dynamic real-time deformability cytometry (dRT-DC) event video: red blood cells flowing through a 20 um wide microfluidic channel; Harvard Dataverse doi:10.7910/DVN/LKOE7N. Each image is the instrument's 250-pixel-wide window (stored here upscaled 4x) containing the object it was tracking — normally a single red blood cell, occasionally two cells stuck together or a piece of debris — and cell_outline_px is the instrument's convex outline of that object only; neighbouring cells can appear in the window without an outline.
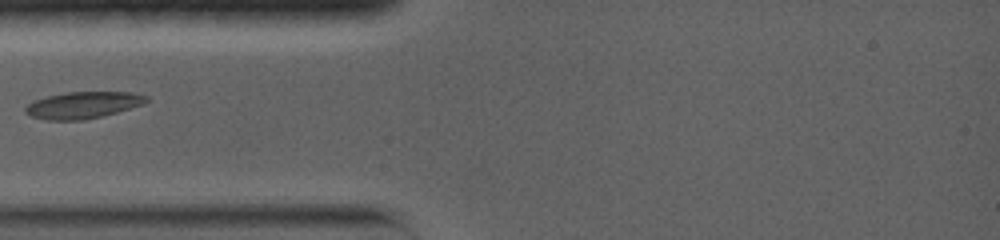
{"species": "common noctule bat (a hibernating species)", "species_latin": "Nyctalus noctula", "temperature_condition": "warm", "stored_images_in_passage": 1, "camera_frame_rate_fps": 5000, "um_per_image_px": 0.085, "animal": {"sex": "female", "body_mass_g": 19.0, "forearm_length_mm": 56.7}, "frame": {"image": 1, "passage_image": 1, "time_ms": 0.0, "image_size_px": [1000, 240], "cell_outline_px": [[608, 200], [604, 216], [540, 188], [540, 176], [556, 164], [608, 172]], "centroid_in_image_um": [49.14, 15.83], "position_along_channel_um": 35.9, "area_um2": 16.65}}